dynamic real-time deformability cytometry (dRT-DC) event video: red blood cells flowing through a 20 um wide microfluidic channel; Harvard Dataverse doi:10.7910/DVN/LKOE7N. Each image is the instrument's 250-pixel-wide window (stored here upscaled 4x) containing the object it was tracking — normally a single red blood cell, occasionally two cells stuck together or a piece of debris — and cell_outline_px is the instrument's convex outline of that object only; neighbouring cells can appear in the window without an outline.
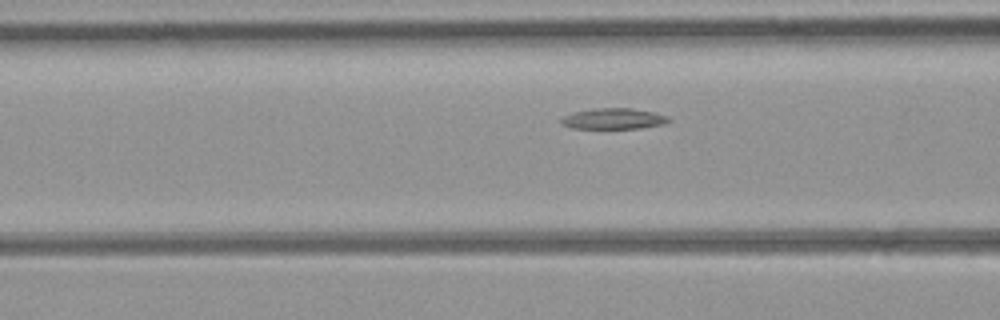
{"species": "common noctule bat (a hibernating species)", "species_latin": "Nyctalus noctula", "temperature_condition": "room temperature", "stored_images_in_passage": 29, "camera_frame_rate_fps": 3000, "um_per_image_px": 0.085, "animal": {"sex": "female", "body_mass_g": 21.9}, "frame": {"image": 1, "passage_image": 9, "time_ms": 2.667, "image_size_px": [1000, 320], "cell_outline_px": [[672, 120], [664, 124], [640, 128], [572, 128], [560, 124], [560, 120], [564, 116], [572, 112], [592, 108], [632, 108], [652, 112], [668, 116]], "centroid_in_image_um": [52.13, 10.08], "position_along_channel_um": 114.5, "area_um2": 13.12}}
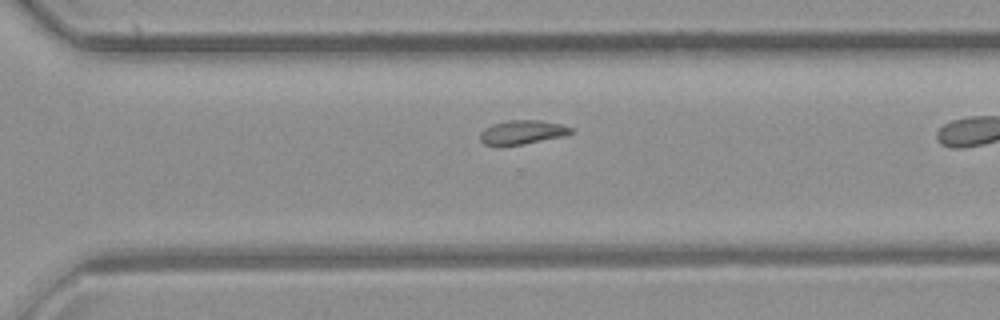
{"frame": {"image": 2, "passage_image": 25, "time_ms": 8.0, "image_size_px": [1000, 320], "cell_outline_px": [[572, 132], [564, 136], [524, 144], [500, 148], [484, 144], [480, 140], [480, 132], [484, 128], [492, 124], [508, 120], [540, 120], [560, 124], [572, 128]], "centroid_in_image_um": [44.32, 11.27], "position_along_channel_um": 326.3, "area_um2": 13.06}}